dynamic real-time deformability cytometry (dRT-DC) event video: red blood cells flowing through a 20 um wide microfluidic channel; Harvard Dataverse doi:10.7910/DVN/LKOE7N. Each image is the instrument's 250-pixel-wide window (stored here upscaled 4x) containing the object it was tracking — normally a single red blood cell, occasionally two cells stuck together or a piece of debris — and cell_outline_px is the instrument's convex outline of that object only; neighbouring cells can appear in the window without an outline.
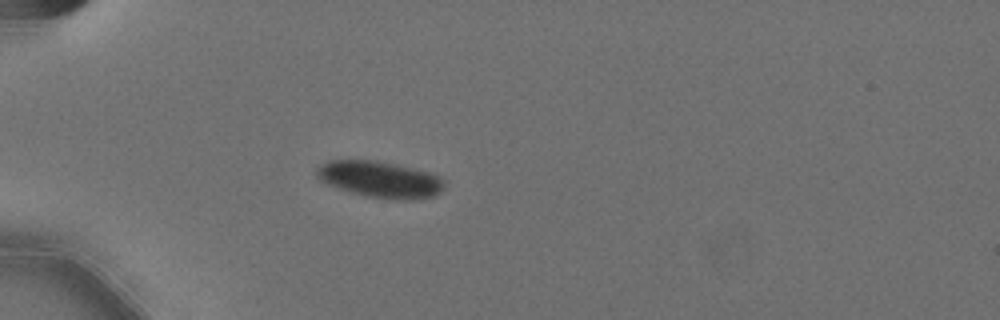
{"species": "Egyptian fruit bat (a non-hibernating species)", "species_latin": "Rousettus aegyptiacus", "temperature_condition": "cold", "stored_images_in_passage": 46, "camera_frame_rate_fps": 3000, "um_per_image_px": 0.085, "animal": {"sex": "female"}, "frame": {"image": 1, "passage_image": 10, "time_ms": 3.0, "image_size_px": [1000, 320], "cell_outline_px": [[444, 188], [436, 196], [408, 200], [396, 200], [364, 196], [328, 184], [320, 180], [316, 176], [316, 168], [328, 160], [376, 160], [396, 164], [428, 172], [444, 180]], "centroid_in_image_um": [32.3, 15.25], "position_along_channel_um": 52.7, "area_um2": 27.05}}
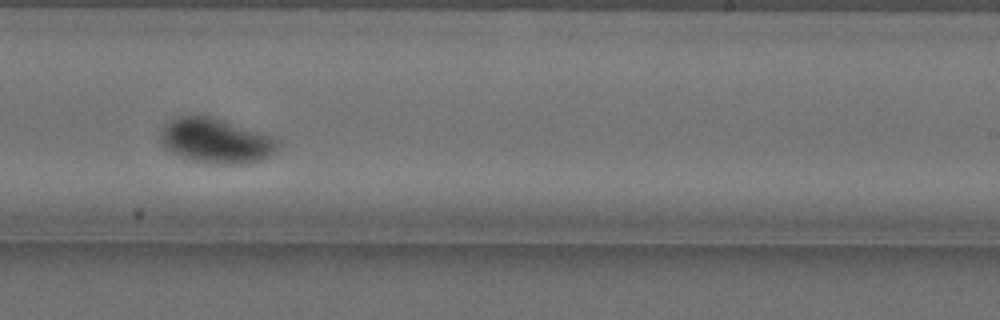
{"frame": {"image": 2, "passage_image": 30, "time_ms": 9.667, "image_size_px": [1000, 320], "cell_outline_px": [[280, 140], [276, 148], [268, 156], [260, 160], [240, 164], [216, 164], [192, 160], [180, 156], [164, 148], [160, 144], [160, 132], [164, 124], [180, 116], [212, 116]], "centroid_in_image_um": [18.28, 11.97], "position_along_channel_um": 270.7, "area_um2": 30.23}}
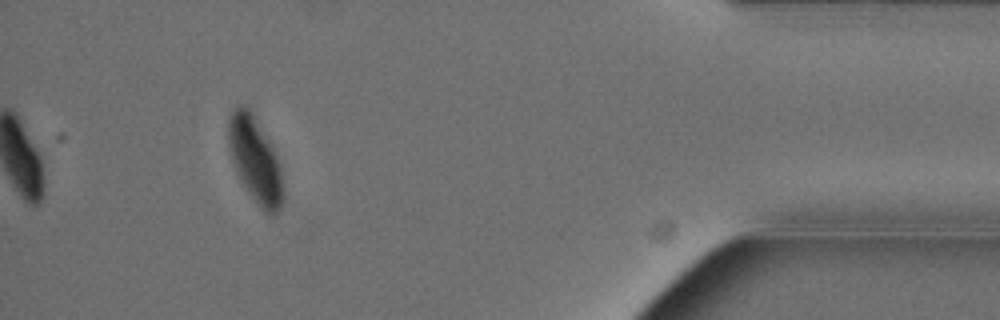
{"frame": {"image": 3, "passage_image": 46, "time_ms": 15.0, "image_size_px": [1000, 320], "cell_outline_px": [[284, 200], [280, 208], [276, 212], [264, 212], [260, 208], [248, 192], [240, 180], [236, 172], [228, 148], [228, 120], [232, 112], [236, 108], [248, 108], [252, 112], [268, 140], [280, 164], [284, 188]], "centroid_in_image_um": [21.69, 13.65], "position_along_channel_um": 413.5, "area_um2": 26.93}, "authors_computed_cell_mechanics": {"area_um2": 28.9289, "velocity_mm_per_s": 3.5591, "shape_relaxation_time_tau1_ms": 3.0831, "shape_relaxation_time_tau2_ms": null, "deformation_change_tau1": 0.0833, "deformation_change_tau2": null}}